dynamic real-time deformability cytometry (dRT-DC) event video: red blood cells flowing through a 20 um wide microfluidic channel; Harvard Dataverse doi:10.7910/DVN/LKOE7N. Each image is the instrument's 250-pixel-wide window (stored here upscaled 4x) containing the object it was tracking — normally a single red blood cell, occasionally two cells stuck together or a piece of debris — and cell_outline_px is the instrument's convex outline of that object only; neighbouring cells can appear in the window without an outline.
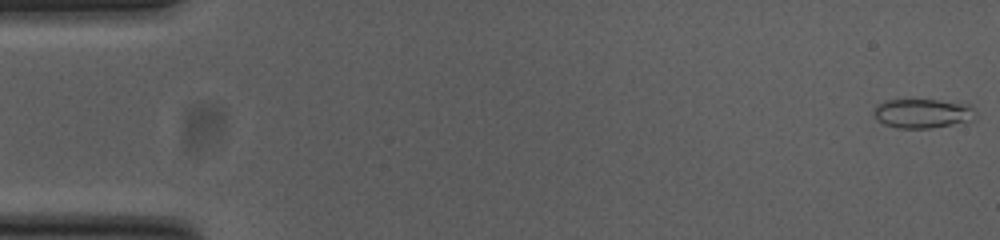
{"species": "common noctule bat (a hibernating species)", "species_latin": "Nyctalus noctula", "temperature_condition": "cold", "stored_images_in_passage": 53, "camera_frame_rate_fps": 3000, "um_per_image_px": 0.085, "animal": {"sex": "female", "body_mass_g": 23.0, "forearm_length_mm": 53.4}, "frame": {"image": 1, "passage_image": 1, "time_ms": 0.0, "image_size_px": [1000, 240], "cell_outline_px": [[976, 120], [928, 128], [896, 128], [884, 124], [876, 120], [872, 112], [876, 104], [884, 100], [936, 100], [972, 104], [976, 112]], "centroid_in_image_um": [78.42, 9.63], "position_along_channel_um": 6.6, "area_um2": 17.69}}
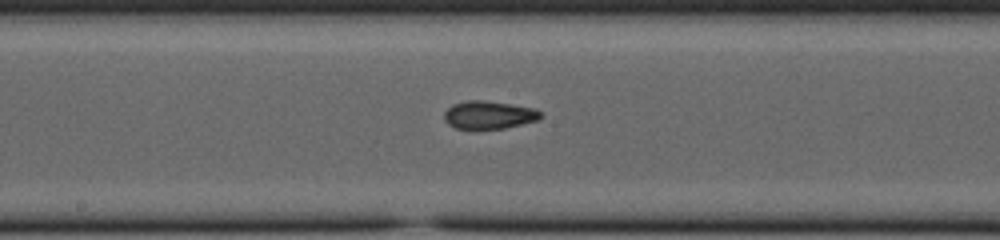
{"frame": {"image": 2, "passage_image": 28, "time_ms": 9.0, "image_size_px": [1000, 240], "cell_outline_px": [[544, 116], [540, 120], [504, 128], [456, 128], [448, 124], [444, 120], [444, 112], [452, 104], [468, 100], [484, 100], [536, 108], [544, 112]], "centroid_in_image_um": [41.62, 9.75], "position_along_channel_um": 206.6, "area_um2": 15.84}}
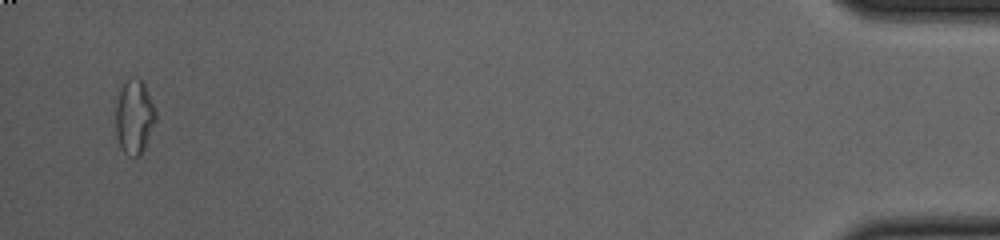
{"frame": {"image": 3, "passage_image": 52, "time_ms": 17.0, "image_size_px": [1000, 240], "cell_outline_px": [[156, 120], [144, 148], [140, 156], [128, 156], [124, 152], [116, 136], [116, 104], [120, 88], [124, 80], [128, 76], [136, 76], [144, 80], [156, 108]], "centroid_in_image_um": [11.43, 9.84], "position_along_channel_um": 423.8, "area_um2": 17.8}, "authors_computed_cell_mechanics": {"area_um2": 15.8372, "velocity_mm_per_s": 3.8099, "shape_relaxation_time_tau1_ms": null, "shape_relaxation_time_tau2_ms": 3.9032, "deformation_change_tau1": null, "deformation_change_tau2": 0.0813}}